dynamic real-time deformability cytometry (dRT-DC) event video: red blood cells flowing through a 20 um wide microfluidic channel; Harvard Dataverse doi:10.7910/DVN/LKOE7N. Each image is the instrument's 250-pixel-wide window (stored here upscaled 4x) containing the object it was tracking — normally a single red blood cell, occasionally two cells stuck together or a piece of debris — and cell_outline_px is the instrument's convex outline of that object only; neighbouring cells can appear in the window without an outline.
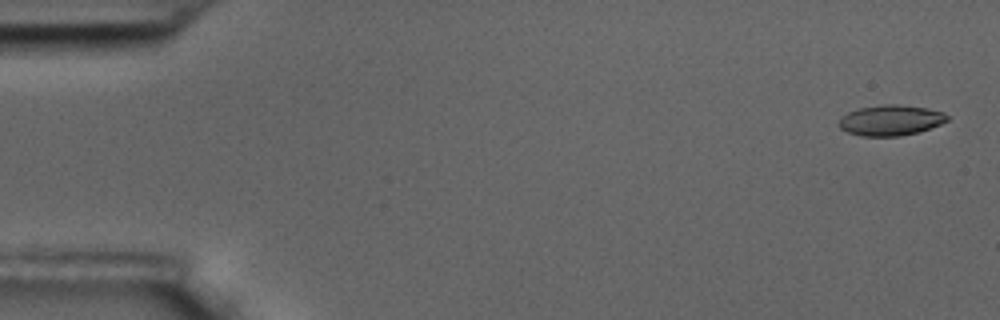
{"species": "common noctule bat (a hibernating species)", "species_latin": "Nyctalus noctula", "temperature_condition": "room temperature", "stored_images_in_passage": 6, "camera_frame_rate_fps": 3000, "um_per_image_px": 0.085, "animal": {"sex": "male", "body_mass_g": 17.5, "forearm_length_mm": 52.3}, "frame": {"image": 1, "passage_image": 1, "time_ms": 0.0, "image_size_px": [1000, 320], "cell_outline_px": [[948, 120], [940, 124], [920, 132], [900, 136], [860, 136], [848, 132], [840, 128], [836, 124], [840, 116], [848, 112], [860, 108], [884, 104], [900, 104], [928, 108], [944, 112], [948, 116]], "centroid_in_image_um": [75.68, 10.22], "position_along_channel_um": 9.3, "area_um2": 19.54}}
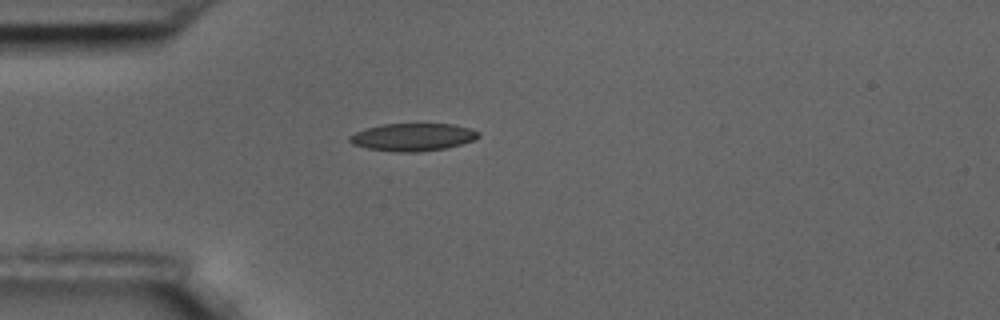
{"frame": {"image": 2, "passage_image": 5, "time_ms": 1.333, "image_size_px": [1000, 320], "cell_outline_px": [[480, 136], [476, 140], [444, 148], [416, 152], [396, 152], [368, 148], [352, 144], [348, 140], [348, 136], [356, 132], [368, 128], [384, 124], [452, 124], [472, 128], [480, 132]], "centroid_in_image_um": [35.12, 11.65], "position_along_channel_um": 49.9, "area_um2": 20.69}}